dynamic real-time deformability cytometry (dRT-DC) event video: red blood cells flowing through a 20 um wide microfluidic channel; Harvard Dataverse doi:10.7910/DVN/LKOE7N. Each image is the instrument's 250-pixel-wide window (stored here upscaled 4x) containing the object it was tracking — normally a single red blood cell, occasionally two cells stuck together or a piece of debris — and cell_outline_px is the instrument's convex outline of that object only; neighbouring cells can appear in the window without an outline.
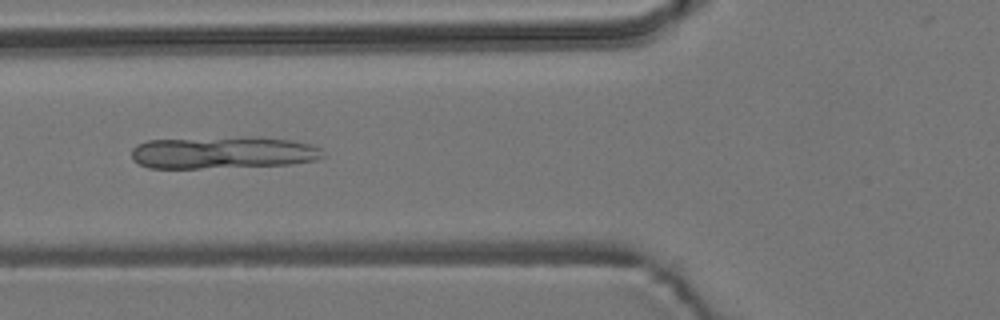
{"species": "common noctule bat (a hibernating species)", "species_latin": "Nyctalus noctula", "temperature_condition": "room temperature", "stored_images_in_passage": 8, "camera_frame_rate_fps": 3000, "um_per_image_px": 0.085, "animal": {"sex": "male", "body_mass_g": 19.2, "forearm_length_mm": 51.8}, "frame": {"image": 1, "passage_image": 6, "time_ms": 5.667, "image_size_px": [1000, 320], "cell_outline_px": [[324, 156], [316, 160], [292, 164], [200, 168], [148, 168], [140, 164], [132, 156], [132, 148], [136, 144], [148, 140], [252, 136], [260, 136], [292, 140], [312, 144], [320, 148]], "centroid_in_image_um": [18.98, 12.95], "position_along_channel_um": 106.8, "area_um2": 36.18}}
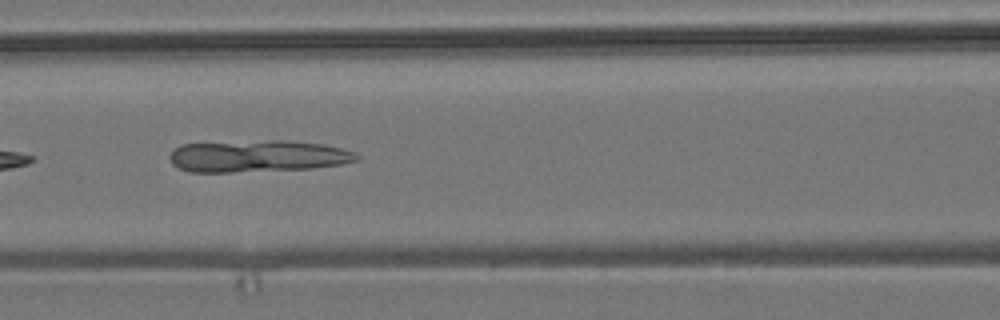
{"frame": {"image": 2, "passage_image": 7, "time_ms": 6.667, "image_size_px": [1000, 320], "cell_outline_px": [[360, 160], [340, 164], [312, 168], [232, 172], [188, 172], [172, 164], [168, 156], [180, 144], [272, 140], [288, 140], [324, 144], [356, 152], [360, 156]], "centroid_in_image_um": [21.92, 13.27], "position_along_channel_um": 144.7, "area_um2": 34.8}}
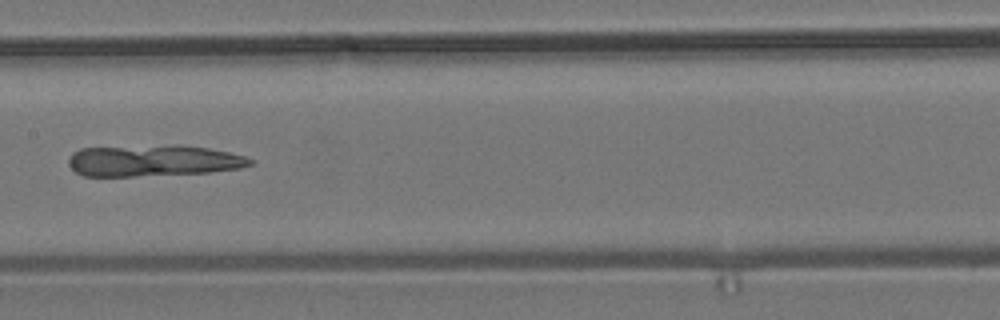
{"frame": {"image": 3, "passage_image": 8, "time_ms": 8.0, "image_size_px": [1000, 320], "cell_outline_px": [[256, 160], [252, 164], [240, 168], [208, 172], [132, 176], [84, 176], [76, 172], [68, 164], [68, 156], [72, 152], [80, 148], [172, 144], [180, 144], [208, 148], [228, 152], [244, 156]], "centroid_in_image_um": [13.0, 13.63], "position_along_channel_um": 194.4, "area_um2": 33.52}}